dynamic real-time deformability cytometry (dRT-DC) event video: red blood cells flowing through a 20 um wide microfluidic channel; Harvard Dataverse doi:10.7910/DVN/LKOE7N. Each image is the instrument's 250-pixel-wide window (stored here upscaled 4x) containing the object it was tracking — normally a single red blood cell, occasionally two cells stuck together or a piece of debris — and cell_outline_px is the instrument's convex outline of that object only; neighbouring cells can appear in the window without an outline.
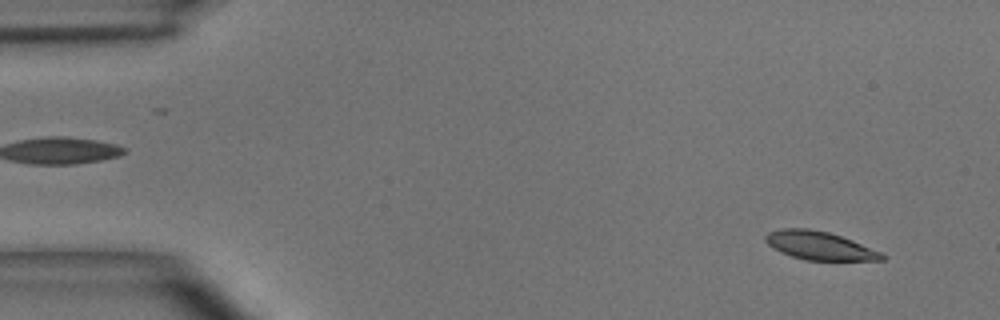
{"species": "common noctule bat (a hibernating species)", "species_latin": "Nyctalus noctula", "temperature_condition": "room temperature", "stored_images_in_passage": 9, "camera_frame_rate_fps": 3000, "um_per_image_px": 0.085, "animal": {"sex": "male", "body_mass_g": 15.6}, "frame": {"image": 1, "passage_image": 3, "time_ms": 0.667, "image_size_px": [1000, 320], "cell_outline_px": [[888, 256], [884, 260], [804, 260], [780, 252], [772, 248], [764, 240], [764, 236], [768, 232], [780, 228], [808, 228], [828, 232], [852, 240], [880, 252]], "centroid_in_image_um": [69.62, 20.87], "position_along_channel_um": 15.4, "area_um2": 19.25}}